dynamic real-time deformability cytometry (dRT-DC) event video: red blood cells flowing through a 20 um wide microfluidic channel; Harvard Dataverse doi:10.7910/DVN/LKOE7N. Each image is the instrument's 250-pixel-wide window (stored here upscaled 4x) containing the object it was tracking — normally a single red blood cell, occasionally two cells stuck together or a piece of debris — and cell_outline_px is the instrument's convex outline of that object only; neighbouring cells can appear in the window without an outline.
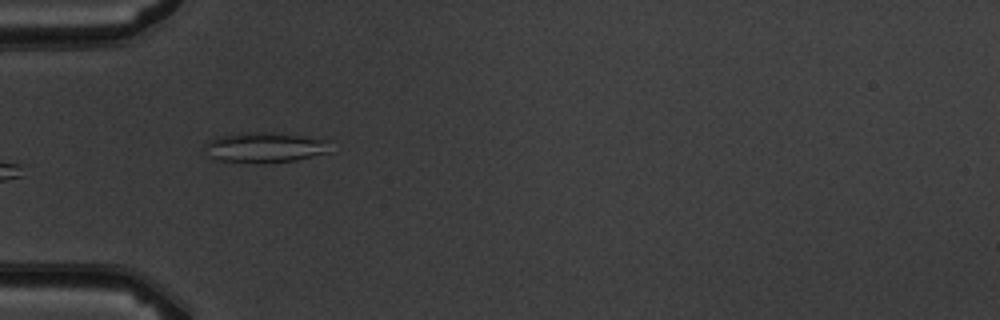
{"species": "common noctule bat (a hibernating species)", "species_latin": "Nyctalus noctula", "temperature_condition": "warm", "stored_images_in_passage": 6, "camera_frame_rate_fps": 3000, "um_per_image_px": 0.085, "animal": {"sex": "male", "body_mass_g": 19.5, "forearm_length_mm": 54.6}, "frame": {"image": 1, "passage_image": 6, "time_ms": 6.0, "image_size_px": [1000, 320], "cell_outline_px": [[332, 152], [296, 160], [216, 160], [208, 156], [204, 148], [204, 144], [208, 140], [220, 136], [240, 132], [268, 132], [304, 136], [332, 140]], "centroid_in_image_um": [22.58, 12.47], "position_along_channel_um": 62.4, "area_um2": 21.68}}